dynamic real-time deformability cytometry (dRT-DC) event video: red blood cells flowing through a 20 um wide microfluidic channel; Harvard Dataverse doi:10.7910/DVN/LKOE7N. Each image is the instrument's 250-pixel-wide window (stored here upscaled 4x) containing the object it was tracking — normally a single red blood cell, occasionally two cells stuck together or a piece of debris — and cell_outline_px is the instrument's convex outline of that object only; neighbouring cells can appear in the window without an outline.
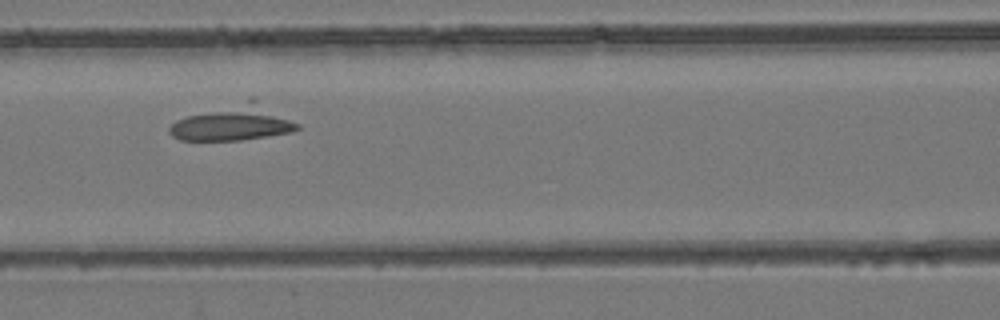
{"species": "common noctule bat (a hibernating species)", "species_latin": "Nyctalus noctula", "temperature_condition": "room temperature", "stored_images_in_passage": 5, "camera_frame_rate_fps": 3000, "um_per_image_px": 0.085, "animal": {"sex": "female", "body_mass_g": 24.6, "forearm_length_mm": 56.2}, "frame": {"image": 1, "passage_image": 5, "time_ms": 1.333, "image_size_px": [1000, 320], "cell_outline_px": [[300, 128], [292, 132], [268, 136], [240, 140], [180, 140], [172, 136], [168, 132], [168, 128], [176, 120], [188, 116], [252, 96], [300, 124]], "centroid_in_image_um": [19.87, 10.42], "position_along_channel_um": 146.7, "area_um2": 26.65}}